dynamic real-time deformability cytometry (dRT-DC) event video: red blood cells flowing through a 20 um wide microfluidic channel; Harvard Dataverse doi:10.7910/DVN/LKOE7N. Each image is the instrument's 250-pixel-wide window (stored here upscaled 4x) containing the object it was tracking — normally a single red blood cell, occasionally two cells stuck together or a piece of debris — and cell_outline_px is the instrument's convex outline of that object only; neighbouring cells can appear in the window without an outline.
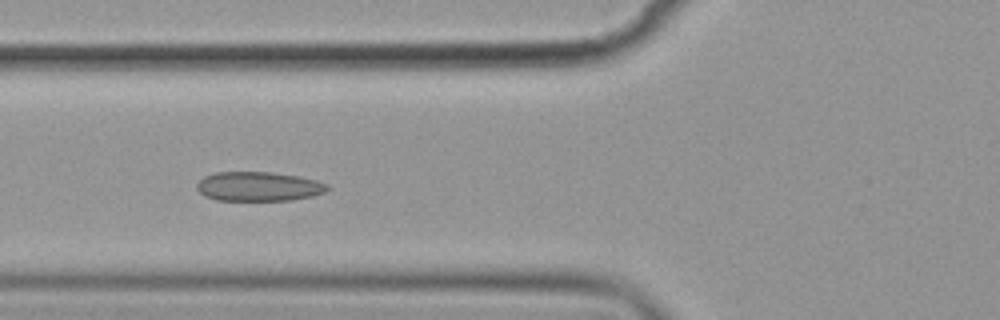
{"species": "common noctule bat (a hibernating species)", "species_latin": "Nyctalus noctula", "temperature_condition": "cold", "stored_images_in_passage": 7, "camera_frame_rate_fps": 3000, "um_per_image_px": 0.085, "animal": {"sex": "female", "body_mass_g": 19.9}, "frame": {"image": 1, "passage_image": 6, "time_ms": 7.0, "image_size_px": [1000, 320], "cell_outline_px": [[332, 188], [324, 192], [312, 196], [292, 200], [216, 200], [204, 196], [196, 188], [196, 184], [204, 176], [216, 172], [272, 172], [296, 176], [316, 180], [328, 184]], "centroid_in_image_um": [21.98, 15.85], "position_along_channel_um": 103.8, "area_um2": 22.37}}
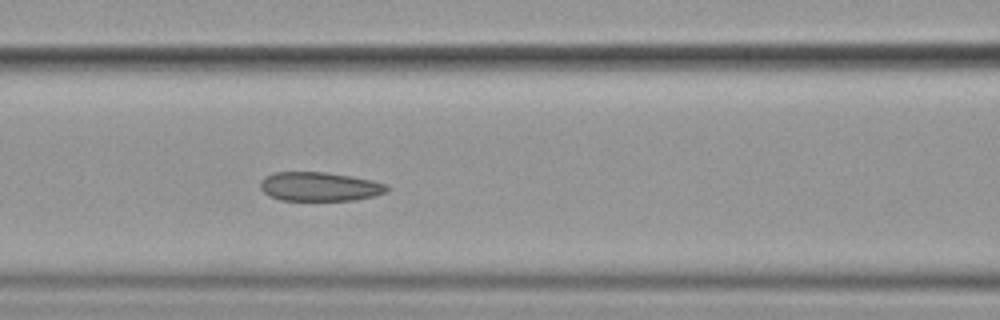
{"frame": {"image": 2, "passage_image": 7, "time_ms": 8.0, "image_size_px": [1000, 320], "cell_outline_px": [[388, 192], [372, 196], [352, 200], [280, 200], [268, 196], [260, 188], [260, 180], [264, 176], [272, 172], [324, 172], [352, 176], [388, 184]], "centroid_in_image_um": [27.12, 15.85], "position_along_channel_um": 139.5, "area_um2": 21.5}}